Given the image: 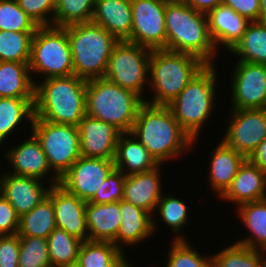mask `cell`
<instances>
[{
	"mask_svg": "<svg viewBox=\"0 0 266 267\" xmlns=\"http://www.w3.org/2000/svg\"><path fill=\"white\" fill-rule=\"evenodd\" d=\"M125 177L120 170L115 168L88 202L102 204L123 200Z\"/></svg>",
	"mask_w": 266,
	"mask_h": 267,
	"instance_id": "60d3db41",
	"label": "cell"
},
{
	"mask_svg": "<svg viewBox=\"0 0 266 267\" xmlns=\"http://www.w3.org/2000/svg\"><path fill=\"white\" fill-rule=\"evenodd\" d=\"M166 5L169 4H187V0H162Z\"/></svg>",
	"mask_w": 266,
	"mask_h": 267,
	"instance_id": "f907efd6",
	"label": "cell"
},
{
	"mask_svg": "<svg viewBox=\"0 0 266 267\" xmlns=\"http://www.w3.org/2000/svg\"><path fill=\"white\" fill-rule=\"evenodd\" d=\"M96 0H56L53 26L91 22Z\"/></svg>",
	"mask_w": 266,
	"mask_h": 267,
	"instance_id": "836d02e7",
	"label": "cell"
},
{
	"mask_svg": "<svg viewBox=\"0 0 266 267\" xmlns=\"http://www.w3.org/2000/svg\"><path fill=\"white\" fill-rule=\"evenodd\" d=\"M20 254V237L0 235V267H18Z\"/></svg>",
	"mask_w": 266,
	"mask_h": 267,
	"instance_id": "7bdbcfd3",
	"label": "cell"
},
{
	"mask_svg": "<svg viewBox=\"0 0 266 267\" xmlns=\"http://www.w3.org/2000/svg\"><path fill=\"white\" fill-rule=\"evenodd\" d=\"M224 201L241 204L266 198V171L248 159L239 167L237 175L228 189L219 197Z\"/></svg>",
	"mask_w": 266,
	"mask_h": 267,
	"instance_id": "44dd1931",
	"label": "cell"
},
{
	"mask_svg": "<svg viewBox=\"0 0 266 267\" xmlns=\"http://www.w3.org/2000/svg\"><path fill=\"white\" fill-rule=\"evenodd\" d=\"M230 110L222 141L248 158L266 138V109Z\"/></svg>",
	"mask_w": 266,
	"mask_h": 267,
	"instance_id": "7c38bea8",
	"label": "cell"
},
{
	"mask_svg": "<svg viewBox=\"0 0 266 267\" xmlns=\"http://www.w3.org/2000/svg\"><path fill=\"white\" fill-rule=\"evenodd\" d=\"M64 28L70 43L74 75L84 80L104 78L112 50L119 41L92 21Z\"/></svg>",
	"mask_w": 266,
	"mask_h": 267,
	"instance_id": "8992f818",
	"label": "cell"
},
{
	"mask_svg": "<svg viewBox=\"0 0 266 267\" xmlns=\"http://www.w3.org/2000/svg\"><path fill=\"white\" fill-rule=\"evenodd\" d=\"M187 207L181 199L166 193L162 195L157 204L156 210L162 218L159 219L171 228L173 234L177 233L174 240H188L181 232L188 221L189 209Z\"/></svg>",
	"mask_w": 266,
	"mask_h": 267,
	"instance_id": "d590c367",
	"label": "cell"
},
{
	"mask_svg": "<svg viewBox=\"0 0 266 267\" xmlns=\"http://www.w3.org/2000/svg\"><path fill=\"white\" fill-rule=\"evenodd\" d=\"M233 68L231 109H266V64L237 61Z\"/></svg>",
	"mask_w": 266,
	"mask_h": 267,
	"instance_id": "4fadbf2b",
	"label": "cell"
},
{
	"mask_svg": "<svg viewBox=\"0 0 266 267\" xmlns=\"http://www.w3.org/2000/svg\"><path fill=\"white\" fill-rule=\"evenodd\" d=\"M38 82V83H37ZM35 83L34 118L78 126L86 115L87 80L72 74Z\"/></svg>",
	"mask_w": 266,
	"mask_h": 267,
	"instance_id": "7a4b0ae2",
	"label": "cell"
},
{
	"mask_svg": "<svg viewBox=\"0 0 266 267\" xmlns=\"http://www.w3.org/2000/svg\"><path fill=\"white\" fill-rule=\"evenodd\" d=\"M29 70L31 75H44L42 79L74 74L70 43L64 27L37 28L31 43Z\"/></svg>",
	"mask_w": 266,
	"mask_h": 267,
	"instance_id": "ba28073f",
	"label": "cell"
},
{
	"mask_svg": "<svg viewBox=\"0 0 266 267\" xmlns=\"http://www.w3.org/2000/svg\"><path fill=\"white\" fill-rule=\"evenodd\" d=\"M39 26L21 9L16 0H0V30L35 32Z\"/></svg>",
	"mask_w": 266,
	"mask_h": 267,
	"instance_id": "74e56055",
	"label": "cell"
},
{
	"mask_svg": "<svg viewBox=\"0 0 266 267\" xmlns=\"http://www.w3.org/2000/svg\"><path fill=\"white\" fill-rule=\"evenodd\" d=\"M20 217L9 201L0 193V235H14L19 231Z\"/></svg>",
	"mask_w": 266,
	"mask_h": 267,
	"instance_id": "ee69618b",
	"label": "cell"
},
{
	"mask_svg": "<svg viewBox=\"0 0 266 267\" xmlns=\"http://www.w3.org/2000/svg\"><path fill=\"white\" fill-rule=\"evenodd\" d=\"M29 62L0 61V97L35 99Z\"/></svg>",
	"mask_w": 266,
	"mask_h": 267,
	"instance_id": "4316f807",
	"label": "cell"
},
{
	"mask_svg": "<svg viewBox=\"0 0 266 267\" xmlns=\"http://www.w3.org/2000/svg\"><path fill=\"white\" fill-rule=\"evenodd\" d=\"M120 252L112 242L84 241L80 247L78 267H108V263Z\"/></svg>",
	"mask_w": 266,
	"mask_h": 267,
	"instance_id": "8d00e7d4",
	"label": "cell"
},
{
	"mask_svg": "<svg viewBox=\"0 0 266 267\" xmlns=\"http://www.w3.org/2000/svg\"><path fill=\"white\" fill-rule=\"evenodd\" d=\"M89 241L114 242L121 223L120 201L95 204L86 202Z\"/></svg>",
	"mask_w": 266,
	"mask_h": 267,
	"instance_id": "cb8c5ba5",
	"label": "cell"
},
{
	"mask_svg": "<svg viewBox=\"0 0 266 267\" xmlns=\"http://www.w3.org/2000/svg\"><path fill=\"white\" fill-rule=\"evenodd\" d=\"M144 99L105 78L87 80L86 115L113 125L121 133L131 132Z\"/></svg>",
	"mask_w": 266,
	"mask_h": 267,
	"instance_id": "277c9868",
	"label": "cell"
},
{
	"mask_svg": "<svg viewBox=\"0 0 266 267\" xmlns=\"http://www.w3.org/2000/svg\"><path fill=\"white\" fill-rule=\"evenodd\" d=\"M114 164L125 176L151 171L159 166L149 151L130 132L120 134Z\"/></svg>",
	"mask_w": 266,
	"mask_h": 267,
	"instance_id": "d4e9b609",
	"label": "cell"
},
{
	"mask_svg": "<svg viewBox=\"0 0 266 267\" xmlns=\"http://www.w3.org/2000/svg\"><path fill=\"white\" fill-rule=\"evenodd\" d=\"M239 219L251 233L235 243L256 250H266V198L236 207Z\"/></svg>",
	"mask_w": 266,
	"mask_h": 267,
	"instance_id": "83f0119b",
	"label": "cell"
},
{
	"mask_svg": "<svg viewBox=\"0 0 266 267\" xmlns=\"http://www.w3.org/2000/svg\"><path fill=\"white\" fill-rule=\"evenodd\" d=\"M221 4L222 0H187V5L206 15Z\"/></svg>",
	"mask_w": 266,
	"mask_h": 267,
	"instance_id": "7dc6e473",
	"label": "cell"
},
{
	"mask_svg": "<svg viewBox=\"0 0 266 267\" xmlns=\"http://www.w3.org/2000/svg\"><path fill=\"white\" fill-rule=\"evenodd\" d=\"M29 137L24 142H21L22 144L20 143L4 152L8 160L7 163H10V167L13 169L8 173L33 177L39 180H44L48 176L47 180L50 181L48 182L50 186L59 184V178L51 171L39 140L32 132ZM49 176H51L50 179Z\"/></svg>",
	"mask_w": 266,
	"mask_h": 267,
	"instance_id": "9a60e30c",
	"label": "cell"
},
{
	"mask_svg": "<svg viewBox=\"0 0 266 267\" xmlns=\"http://www.w3.org/2000/svg\"><path fill=\"white\" fill-rule=\"evenodd\" d=\"M260 1V22L266 23V0Z\"/></svg>",
	"mask_w": 266,
	"mask_h": 267,
	"instance_id": "681fc988",
	"label": "cell"
},
{
	"mask_svg": "<svg viewBox=\"0 0 266 267\" xmlns=\"http://www.w3.org/2000/svg\"><path fill=\"white\" fill-rule=\"evenodd\" d=\"M81 156L114 160L121 132L113 125L88 115L78 124Z\"/></svg>",
	"mask_w": 266,
	"mask_h": 267,
	"instance_id": "e0dca14e",
	"label": "cell"
},
{
	"mask_svg": "<svg viewBox=\"0 0 266 267\" xmlns=\"http://www.w3.org/2000/svg\"><path fill=\"white\" fill-rule=\"evenodd\" d=\"M165 27L166 50L188 53L206 64H215L217 48L209 32L206 14L187 4H169L165 10Z\"/></svg>",
	"mask_w": 266,
	"mask_h": 267,
	"instance_id": "3957f363",
	"label": "cell"
},
{
	"mask_svg": "<svg viewBox=\"0 0 266 267\" xmlns=\"http://www.w3.org/2000/svg\"><path fill=\"white\" fill-rule=\"evenodd\" d=\"M91 21L118 41H127L132 32L131 0H96Z\"/></svg>",
	"mask_w": 266,
	"mask_h": 267,
	"instance_id": "603a6c76",
	"label": "cell"
},
{
	"mask_svg": "<svg viewBox=\"0 0 266 267\" xmlns=\"http://www.w3.org/2000/svg\"><path fill=\"white\" fill-rule=\"evenodd\" d=\"M222 4L231 7L237 14L246 18L249 22L259 21V0H222Z\"/></svg>",
	"mask_w": 266,
	"mask_h": 267,
	"instance_id": "f6af8a7d",
	"label": "cell"
},
{
	"mask_svg": "<svg viewBox=\"0 0 266 267\" xmlns=\"http://www.w3.org/2000/svg\"><path fill=\"white\" fill-rule=\"evenodd\" d=\"M247 159L263 171H266V138Z\"/></svg>",
	"mask_w": 266,
	"mask_h": 267,
	"instance_id": "bcb514c9",
	"label": "cell"
},
{
	"mask_svg": "<svg viewBox=\"0 0 266 267\" xmlns=\"http://www.w3.org/2000/svg\"><path fill=\"white\" fill-rule=\"evenodd\" d=\"M120 213L121 223L113 242L120 251H124L128 245L142 243L158 229L151 213L124 200H120Z\"/></svg>",
	"mask_w": 266,
	"mask_h": 267,
	"instance_id": "d6986e66",
	"label": "cell"
},
{
	"mask_svg": "<svg viewBox=\"0 0 266 267\" xmlns=\"http://www.w3.org/2000/svg\"><path fill=\"white\" fill-rule=\"evenodd\" d=\"M207 64L198 57L166 49H154L149 62V86L154 93L153 105L167 106L171 103Z\"/></svg>",
	"mask_w": 266,
	"mask_h": 267,
	"instance_id": "5b68a950",
	"label": "cell"
},
{
	"mask_svg": "<svg viewBox=\"0 0 266 267\" xmlns=\"http://www.w3.org/2000/svg\"><path fill=\"white\" fill-rule=\"evenodd\" d=\"M83 241L69 235L64 229L55 228L47 238L51 267L75 265Z\"/></svg>",
	"mask_w": 266,
	"mask_h": 267,
	"instance_id": "1f68e13d",
	"label": "cell"
},
{
	"mask_svg": "<svg viewBox=\"0 0 266 267\" xmlns=\"http://www.w3.org/2000/svg\"><path fill=\"white\" fill-rule=\"evenodd\" d=\"M160 173L159 165L154 170L126 176L123 200L154 214L155 217L157 204L164 194Z\"/></svg>",
	"mask_w": 266,
	"mask_h": 267,
	"instance_id": "ffe728a7",
	"label": "cell"
},
{
	"mask_svg": "<svg viewBox=\"0 0 266 267\" xmlns=\"http://www.w3.org/2000/svg\"><path fill=\"white\" fill-rule=\"evenodd\" d=\"M151 154L156 162L182 156L192 148L193 140L175 120L168 106L144 102L130 132Z\"/></svg>",
	"mask_w": 266,
	"mask_h": 267,
	"instance_id": "6da1fadb",
	"label": "cell"
},
{
	"mask_svg": "<svg viewBox=\"0 0 266 267\" xmlns=\"http://www.w3.org/2000/svg\"><path fill=\"white\" fill-rule=\"evenodd\" d=\"M209 32L216 48L230 51L242 38L249 21L223 4L207 14ZM223 45V47H222Z\"/></svg>",
	"mask_w": 266,
	"mask_h": 267,
	"instance_id": "7402d4cb",
	"label": "cell"
},
{
	"mask_svg": "<svg viewBox=\"0 0 266 267\" xmlns=\"http://www.w3.org/2000/svg\"><path fill=\"white\" fill-rule=\"evenodd\" d=\"M263 255H264V267H266V250L263 251Z\"/></svg>",
	"mask_w": 266,
	"mask_h": 267,
	"instance_id": "816d5d0a",
	"label": "cell"
},
{
	"mask_svg": "<svg viewBox=\"0 0 266 267\" xmlns=\"http://www.w3.org/2000/svg\"><path fill=\"white\" fill-rule=\"evenodd\" d=\"M54 206L57 228L81 241H88L86 202L66 191L59 184L52 185L47 195Z\"/></svg>",
	"mask_w": 266,
	"mask_h": 267,
	"instance_id": "2e32d148",
	"label": "cell"
},
{
	"mask_svg": "<svg viewBox=\"0 0 266 267\" xmlns=\"http://www.w3.org/2000/svg\"><path fill=\"white\" fill-rule=\"evenodd\" d=\"M229 52L240 57L239 61L266 64V23L249 22L241 40Z\"/></svg>",
	"mask_w": 266,
	"mask_h": 267,
	"instance_id": "f1b7e54d",
	"label": "cell"
},
{
	"mask_svg": "<svg viewBox=\"0 0 266 267\" xmlns=\"http://www.w3.org/2000/svg\"><path fill=\"white\" fill-rule=\"evenodd\" d=\"M55 267H78V266L75 264V265H63V266H55Z\"/></svg>",
	"mask_w": 266,
	"mask_h": 267,
	"instance_id": "f5cc1de1",
	"label": "cell"
},
{
	"mask_svg": "<svg viewBox=\"0 0 266 267\" xmlns=\"http://www.w3.org/2000/svg\"><path fill=\"white\" fill-rule=\"evenodd\" d=\"M212 267H264L262 250L233 242L217 254H212Z\"/></svg>",
	"mask_w": 266,
	"mask_h": 267,
	"instance_id": "d6a6232c",
	"label": "cell"
},
{
	"mask_svg": "<svg viewBox=\"0 0 266 267\" xmlns=\"http://www.w3.org/2000/svg\"><path fill=\"white\" fill-rule=\"evenodd\" d=\"M207 64L167 106L182 129L196 143L215 106L217 71Z\"/></svg>",
	"mask_w": 266,
	"mask_h": 267,
	"instance_id": "52a82bcc",
	"label": "cell"
},
{
	"mask_svg": "<svg viewBox=\"0 0 266 267\" xmlns=\"http://www.w3.org/2000/svg\"><path fill=\"white\" fill-rule=\"evenodd\" d=\"M16 1L18 2L19 7L23 9L25 13L28 16H30L38 26H53L56 0H16Z\"/></svg>",
	"mask_w": 266,
	"mask_h": 267,
	"instance_id": "b9f144b4",
	"label": "cell"
},
{
	"mask_svg": "<svg viewBox=\"0 0 266 267\" xmlns=\"http://www.w3.org/2000/svg\"><path fill=\"white\" fill-rule=\"evenodd\" d=\"M20 237L18 267H51L47 239L42 237Z\"/></svg>",
	"mask_w": 266,
	"mask_h": 267,
	"instance_id": "ab89813d",
	"label": "cell"
},
{
	"mask_svg": "<svg viewBox=\"0 0 266 267\" xmlns=\"http://www.w3.org/2000/svg\"><path fill=\"white\" fill-rule=\"evenodd\" d=\"M166 267H212V257L203 256L188 240H173Z\"/></svg>",
	"mask_w": 266,
	"mask_h": 267,
	"instance_id": "f35d334b",
	"label": "cell"
},
{
	"mask_svg": "<svg viewBox=\"0 0 266 267\" xmlns=\"http://www.w3.org/2000/svg\"><path fill=\"white\" fill-rule=\"evenodd\" d=\"M29 124L31 132L40 142L51 171L60 179L81 157L78 127L42 119H33Z\"/></svg>",
	"mask_w": 266,
	"mask_h": 267,
	"instance_id": "9c48e42d",
	"label": "cell"
},
{
	"mask_svg": "<svg viewBox=\"0 0 266 267\" xmlns=\"http://www.w3.org/2000/svg\"><path fill=\"white\" fill-rule=\"evenodd\" d=\"M125 251H120L109 263L108 267H134L125 258Z\"/></svg>",
	"mask_w": 266,
	"mask_h": 267,
	"instance_id": "c3c4849f",
	"label": "cell"
},
{
	"mask_svg": "<svg viewBox=\"0 0 266 267\" xmlns=\"http://www.w3.org/2000/svg\"><path fill=\"white\" fill-rule=\"evenodd\" d=\"M0 193L9 201L16 214L31 211L48 195L50 185L45 188L43 180L33 177L18 176L6 172L0 174Z\"/></svg>",
	"mask_w": 266,
	"mask_h": 267,
	"instance_id": "ac0fdd59",
	"label": "cell"
},
{
	"mask_svg": "<svg viewBox=\"0 0 266 267\" xmlns=\"http://www.w3.org/2000/svg\"><path fill=\"white\" fill-rule=\"evenodd\" d=\"M115 168L114 160L81 156L59 179V185L88 202Z\"/></svg>",
	"mask_w": 266,
	"mask_h": 267,
	"instance_id": "5bb4252c",
	"label": "cell"
},
{
	"mask_svg": "<svg viewBox=\"0 0 266 267\" xmlns=\"http://www.w3.org/2000/svg\"><path fill=\"white\" fill-rule=\"evenodd\" d=\"M132 32L128 42L166 49L165 10L162 0H131Z\"/></svg>",
	"mask_w": 266,
	"mask_h": 267,
	"instance_id": "8fae6325",
	"label": "cell"
},
{
	"mask_svg": "<svg viewBox=\"0 0 266 267\" xmlns=\"http://www.w3.org/2000/svg\"><path fill=\"white\" fill-rule=\"evenodd\" d=\"M34 100L0 97V146L24 123L23 120L33 121Z\"/></svg>",
	"mask_w": 266,
	"mask_h": 267,
	"instance_id": "f546056e",
	"label": "cell"
},
{
	"mask_svg": "<svg viewBox=\"0 0 266 267\" xmlns=\"http://www.w3.org/2000/svg\"><path fill=\"white\" fill-rule=\"evenodd\" d=\"M34 34L0 30V61L29 62Z\"/></svg>",
	"mask_w": 266,
	"mask_h": 267,
	"instance_id": "e575fe53",
	"label": "cell"
},
{
	"mask_svg": "<svg viewBox=\"0 0 266 267\" xmlns=\"http://www.w3.org/2000/svg\"><path fill=\"white\" fill-rule=\"evenodd\" d=\"M152 50L128 41L113 48L104 78L143 97L149 85V62Z\"/></svg>",
	"mask_w": 266,
	"mask_h": 267,
	"instance_id": "30bf717a",
	"label": "cell"
},
{
	"mask_svg": "<svg viewBox=\"0 0 266 267\" xmlns=\"http://www.w3.org/2000/svg\"><path fill=\"white\" fill-rule=\"evenodd\" d=\"M56 227L54 206L47 196L31 211L20 217L18 235L47 239Z\"/></svg>",
	"mask_w": 266,
	"mask_h": 267,
	"instance_id": "4dcf8cb0",
	"label": "cell"
},
{
	"mask_svg": "<svg viewBox=\"0 0 266 267\" xmlns=\"http://www.w3.org/2000/svg\"><path fill=\"white\" fill-rule=\"evenodd\" d=\"M247 158L222 140L213 151L208 179L212 191L220 197L231 185L239 167Z\"/></svg>",
	"mask_w": 266,
	"mask_h": 267,
	"instance_id": "484cf974",
	"label": "cell"
}]
</instances>
